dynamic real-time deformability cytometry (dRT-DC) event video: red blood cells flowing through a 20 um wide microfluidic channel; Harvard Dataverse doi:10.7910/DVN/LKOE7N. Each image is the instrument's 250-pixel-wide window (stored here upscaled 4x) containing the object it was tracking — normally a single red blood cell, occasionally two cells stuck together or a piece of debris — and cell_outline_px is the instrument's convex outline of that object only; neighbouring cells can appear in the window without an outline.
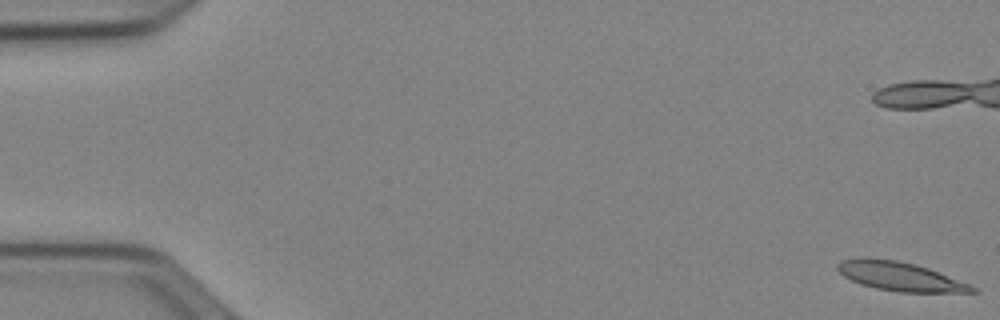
{"species": "Egyptian fruit bat (a non-hibernating species)", "species_latin": "Rousettus aegyptiacus", "temperature_condition": "cold", "stored_images_in_passage": 43, "camera_frame_rate_fps": 3000, "um_per_image_px": 0.085, "animal": {"sex": "female"}, "frame": {"image": 1, "passage_image": 1, "time_ms": 0.0, "image_size_px": [1000, 320], "cell_outline_px": [[980, 292], [900, 292], [876, 288], [860, 284], [844, 276], [836, 268], [836, 264], [840, 260], [860, 256], [864, 256], [896, 260], [916, 264], [928, 268], [972, 284]], "centroid_in_image_um": [76.48, 23.47], "position_along_channel_um": 8.5, "area_um2": 23.0}}